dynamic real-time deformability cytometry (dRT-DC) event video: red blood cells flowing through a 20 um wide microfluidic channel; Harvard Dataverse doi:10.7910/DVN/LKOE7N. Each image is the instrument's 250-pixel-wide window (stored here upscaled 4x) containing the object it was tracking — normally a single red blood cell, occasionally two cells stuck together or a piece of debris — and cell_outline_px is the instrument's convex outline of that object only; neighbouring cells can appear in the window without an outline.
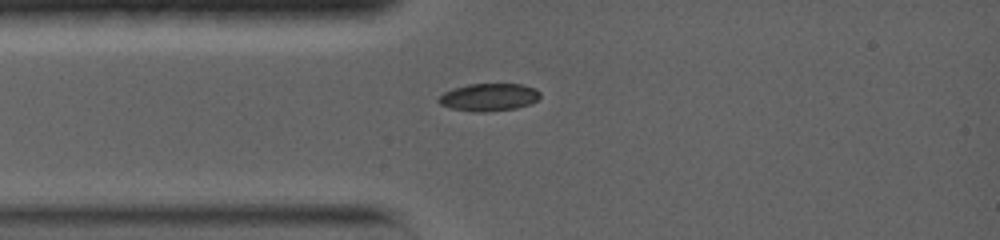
{"species": "common noctule bat (a hibernating species)", "species_latin": "Nyctalus noctula", "temperature_condition": "warm", "stored_images_in_passage": 11, "camera_frame_rate_fps": 5000, "um_per_image_px": 0.085, "animal": {"sex": "female", "body_mass_g": 19.0, "forearm_length_mm": 56.7}, "frame": {"image": 1, "passage_image": 1, "time_ms": 0.0, "image_size_px": [1000, 240], "cell_outline_px": [[540, 96], [536, 100], [528, 104], [516, 108], [484, 112], [476, 112], [452, 108], [440, 104], [436, 100], [444, 92], [452, 88], [468, 84], [520, 84], [536, 88], [540, 92]], "centroid_in_image_um": [41.54, 8.25], "position_along_channel_um": 43.5, "area_um2": 16.24}}
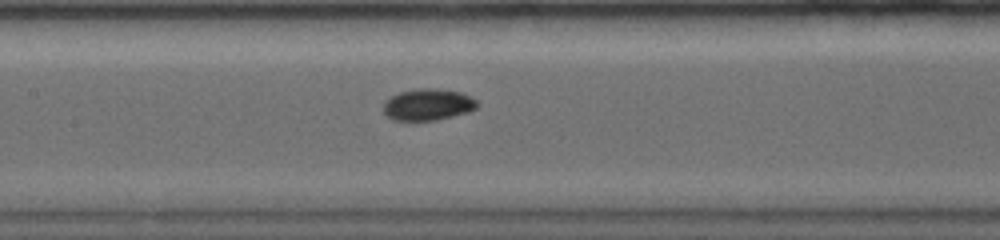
{"frame": {"image": 2, "passage_image": 7, "time_ms": 3.4, "image_size_px": [1000, 240], "cell_outline_px": [[476, 108], [468, 112], [436, 120], [392, 120], [384, 112], [384, 104], [392, 96], [400, 92], [416, 88], [432, 88], [464, 92], [476, 100]], "centroid_in_image_um": [36.39, 8.88], "position_along_channel_um": 171.0, "area_um2": 17.11}}
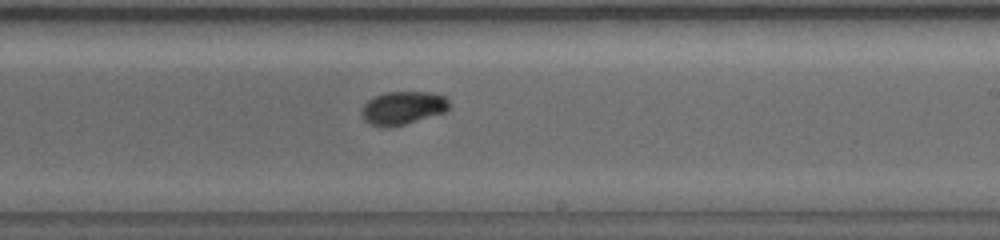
{"frame": {"image": 3, "passage_image": 11, "time_ms": 5.6, "image_size_px": [1000, 240], "cell_outline_px": [[448, 108], [444, 112], [404, 124], [388, 128], [380, 128], [368, 124], [360, 116], [360, 112], [364, 104], [368, 100], [384, 92], [432, 92], [444, 96], [448, 100]], "centroid_in_image_um": [34.17, 9.19], "position_along_channel_um": 254.8, "area_um2": 17.05}}